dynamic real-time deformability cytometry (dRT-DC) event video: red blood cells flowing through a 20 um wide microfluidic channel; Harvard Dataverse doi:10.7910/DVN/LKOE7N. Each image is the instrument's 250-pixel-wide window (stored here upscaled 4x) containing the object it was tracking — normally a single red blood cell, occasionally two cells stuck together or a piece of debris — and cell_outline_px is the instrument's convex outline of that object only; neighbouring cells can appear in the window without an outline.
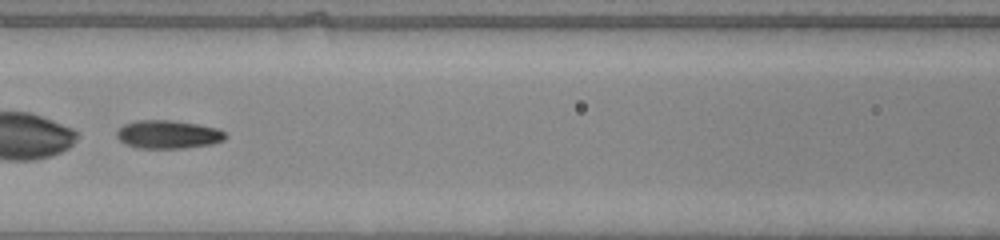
{"species": "common noctule bat (a hibernating species)", "species_latin": "Nyctalus noctula", "temperature_condition": "warm", "stored_images_in_passage": 28, "camera_frame_rate_fps": 3000, "um_per_image_px": 0.085, "animal": {"sex": "male", "body_mass_g": 20.0, "forearm_length_mm": 53.3}, "frame": {"image": 1, "passage_image": 23, "time_ms": 7.333, "image_size_px": [1000, 240], "cell_outline_px": [[228, 136], [224, 140], [212, 144], [184, 148], [140, 148], [124, 144], [116, 136], [116, 132], [124, 124], [136, 120], [172, 120], [196, 124], [216, 128], [224, 132]], "centroid_in_image_um": [14.28, 11.43], "position_along_channel_um": 152.3, "area_um2": 17.92}}